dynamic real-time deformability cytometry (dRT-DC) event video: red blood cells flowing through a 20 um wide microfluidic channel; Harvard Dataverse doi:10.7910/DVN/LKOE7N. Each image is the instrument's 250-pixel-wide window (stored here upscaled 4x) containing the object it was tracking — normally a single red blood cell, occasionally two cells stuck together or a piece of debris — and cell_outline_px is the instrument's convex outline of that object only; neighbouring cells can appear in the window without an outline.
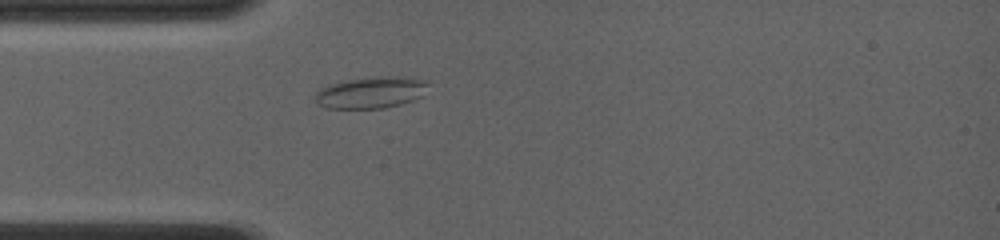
{"species": "common noctule bat (a hibernating species)", "species_latin": "Nyctalus noctula", "temperature_condition": "room temperature", "stored_images_in_passage": 11, "camera_frame_rate_fps": 4000, "um_per_image_px": 0.085, "animal": {"sex": "female", "body_mass_g": 19.0, "forearm_length_mm": 56.7}, "frame": {"image": 1, "passage_image": 7, "time_ms": 3.25, "image_size_px": [1000, 240], "cell_outline_px": [[432, 80], [424, 96], [400, 104], [384, 108], [328, 108], [316, 104], [316, 92], [320, 88], [328, 84], [344, 80], [376, 76], [404, 76]], "centroid_in_image_um": [31.61, 7.83], "position_along_channel_um": 53.4, "area_um2": 21.33}}
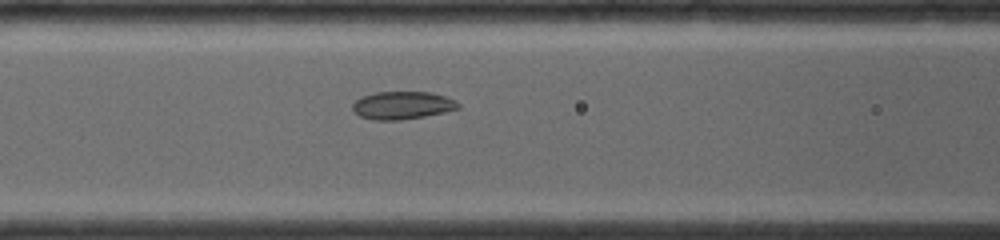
{"frame": {"image": 2, "passage_image": 11, "time_ms": 5.25, "image_size_px": [1000, 240], "cell_outline_px": [[460, 108], [444, 112], [424, 116], [400, 120], [372, 120], [360, 116], [352, 108], [352, 104], [360, 96], [376, 92], [432, 92], [456, 100], [460, 104]], "centroid_in_image_um": [34.2, 8.95], "position_along_channel_um": 132.4, "area_um2": 17.17}}